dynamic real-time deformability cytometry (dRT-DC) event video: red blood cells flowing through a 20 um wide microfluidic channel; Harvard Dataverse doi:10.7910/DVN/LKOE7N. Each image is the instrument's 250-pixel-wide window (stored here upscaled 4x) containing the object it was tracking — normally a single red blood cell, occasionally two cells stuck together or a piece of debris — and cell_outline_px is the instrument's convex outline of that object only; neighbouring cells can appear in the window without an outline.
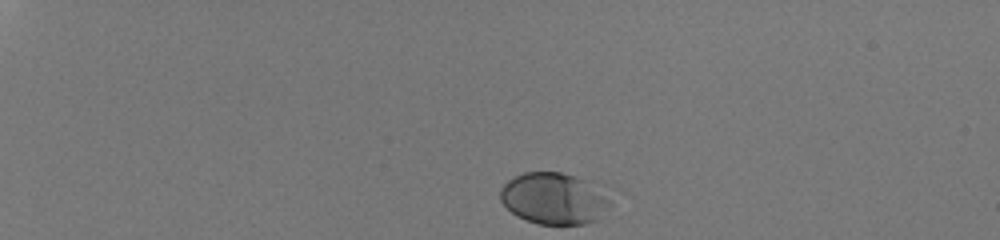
{"species": "human", "species_latin": "Homo sapiens", "temperature_condition": "room temperature", "stored_images_in_passage": 36, "camera_frame_rate_fps": 3000, "um_per_image_px": 0.085, "donor": {"sex": "male"}, "frame": {"image": 1, "passage_image": 1, "time_ms": 0.0, "image_size_px": [1000, 240], "cell_outline_px": [[612, 204], [596, 220], [584, 224], [536, 224], [512, 212], [500, 200], [500, 188], [508, 180], [524, 172], [560, 172], [576, 176], [588, 180], [608, 196]], "centroid_in_image_um": [47.09, 16.86], "position_along_channel_um": 37.9, "area_um2": 32.89}}
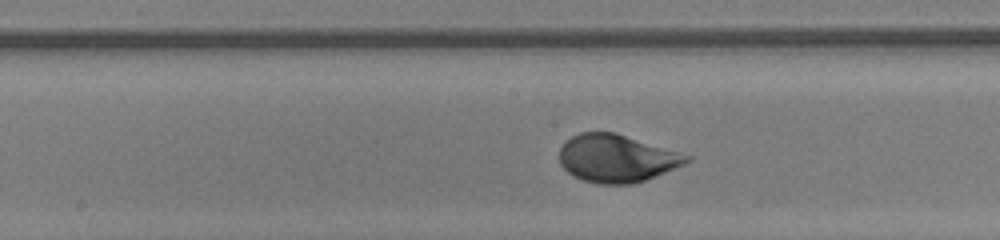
{"frame": {"image": 2, "passage_image": 21, "time_ms": 6.667, "image_size_px": [1000, 240], "cell_outline_px": [[692, 160], [684, 164], [644, 180], [632, 184], [600, 184], [584, 180], [572, 176], [560, 164], [560, 148], [572, 136], [580, 132], [616, 132], [692, 156]], "centroid_in_image_um": [52.41, 13.45], "position_along_channel_um": 195.8, "area_um2": 35.14}}
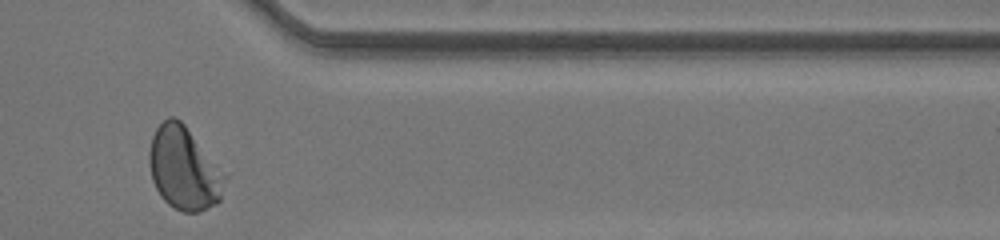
{"frame": {"image": 3, "passage_image": 36, "time_ms": 11.667, "image_size_px": [1000, 240], "cell_outline_px": [[228, 176], [220, 200], [216, 204], [208, 208], [196, 212], [180, 212], [168, 204], [160, 196], [152, 180], [148, 160], [148, 152], [152, 136], [156, 128], [168, 116], [172, 116], [180, 120], [184, 124], [228, 172]], "centroid_in_image_um": [15.68, 14.32], "position_along_channel_um": 395.7, "area_um2": 37.4}, "authors_computed_cell_mechanics": {"area_um2": 34.4777, "velocity_mm_per_s": 4.0551, "shape_relaxation_time_tau1_ms": 2.4927, "shape_relaxation_time_tau2_ms": null, "deformation_change_tau1": 0.147, "deformation_change_tau2": null}}